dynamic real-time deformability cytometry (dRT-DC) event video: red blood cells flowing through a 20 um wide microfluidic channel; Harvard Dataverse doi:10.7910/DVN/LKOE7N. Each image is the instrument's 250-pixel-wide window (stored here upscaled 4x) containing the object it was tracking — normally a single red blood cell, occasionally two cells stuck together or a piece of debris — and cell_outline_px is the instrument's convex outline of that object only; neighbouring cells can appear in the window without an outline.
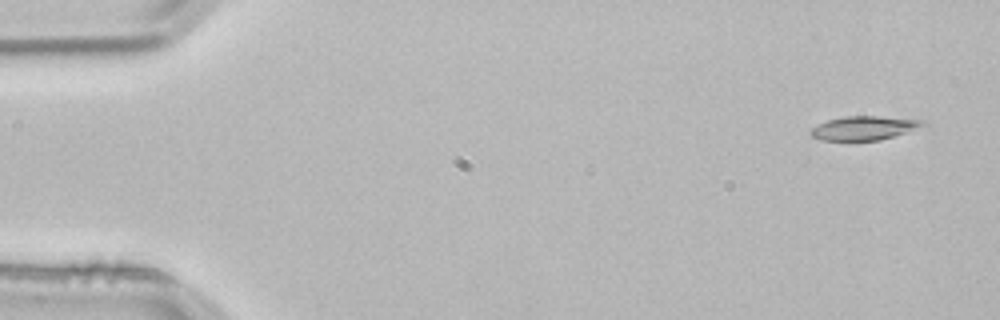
{"species": "common noctule bat (a hibernating species)", "species_latin": "Nyctalus noctula", "temperature_condition": "room temperature", "stored_images_in_passage": 4, "camera_frame_rate_fps": 3000, "um_per_image_px": 0.085, "animal": {"sex": "male", "body_mass_g": 21.5, "forearm_length_mm": 52.0}, "frame": {"image": 1, "passage_image": 1, "time_ms": 0.0, "image_size_px": [1000, 320], "cell_outline_px": [[928, 124], [880, 140], [848, 144], [820, 140], [812, 136], [808, 132], [812, 128], [828, 120], [844, 116], [876, 116], [924, 120]], "centroid_in_image_um": [73.35, 10.94], "position_along_channel_um": 11.7, "area_um2": 16.18}}
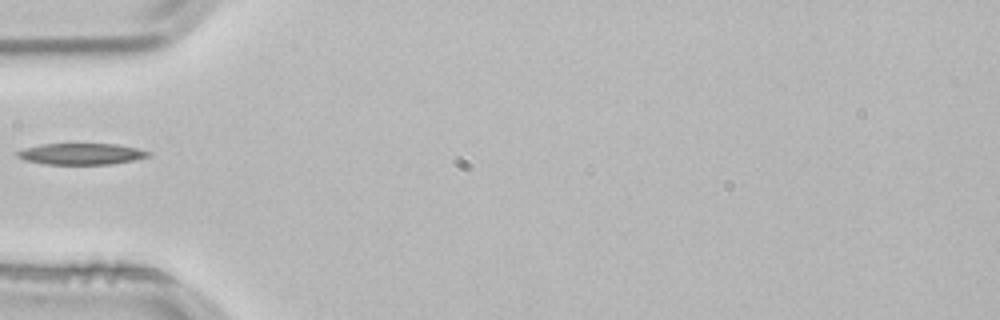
{"frame": {"image": 2, "passage_image": 4, "time_ms": 1.0, "image_size_px": [1000, 320], "cell_outline_px": [[152, 156], [136, 160], [112, 164], [44, 164], [24, 160], [16, 156], [16, 152], [24, 148], [44, 144], [116, 144], [136, 148], [152, 152]], "centroid_in_image_um": [6.95, 13.09], "position_along_channel_um": 78.1, "area_um2": 16.36}}